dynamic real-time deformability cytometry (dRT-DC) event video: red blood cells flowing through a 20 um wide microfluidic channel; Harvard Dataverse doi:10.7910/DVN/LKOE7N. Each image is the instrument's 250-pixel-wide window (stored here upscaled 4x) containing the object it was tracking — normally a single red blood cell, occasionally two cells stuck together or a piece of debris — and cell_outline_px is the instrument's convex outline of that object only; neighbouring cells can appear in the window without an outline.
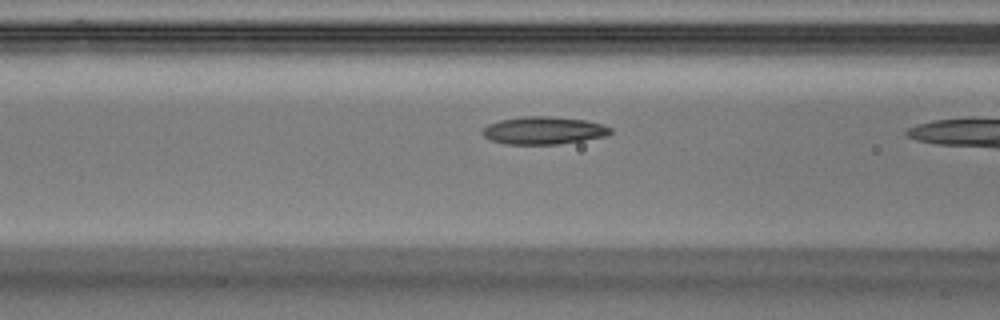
{"species": "Egyptian fruit bat (a non-hibernating species)", "species_latin": "Rousettus aegyptiacus", "temperature_condition": "warm", "stored_images_in_passage": 18, "camera_frame_rate_fps": 3000, "um_per_image_px": 0.085, "animal": {"sex": "male"}, "frame": {"image": 1, "passage_image": 17, "time_ms": 5.333, "image_size_px": [1000, 320], "cell_outline_px": [[612, 132], [608, 136], [556, 144], [504, 144], [492, 140], [484, 136], [480, 132], [488, 124], [500, 120], [520, 116], [552, 116], [584, 120], [604, 124], [612, 128]], "centroid_in_image_um": [46.22, 11.08], "position_along_channel_um": 120.4, "area_um2": 20.69}}